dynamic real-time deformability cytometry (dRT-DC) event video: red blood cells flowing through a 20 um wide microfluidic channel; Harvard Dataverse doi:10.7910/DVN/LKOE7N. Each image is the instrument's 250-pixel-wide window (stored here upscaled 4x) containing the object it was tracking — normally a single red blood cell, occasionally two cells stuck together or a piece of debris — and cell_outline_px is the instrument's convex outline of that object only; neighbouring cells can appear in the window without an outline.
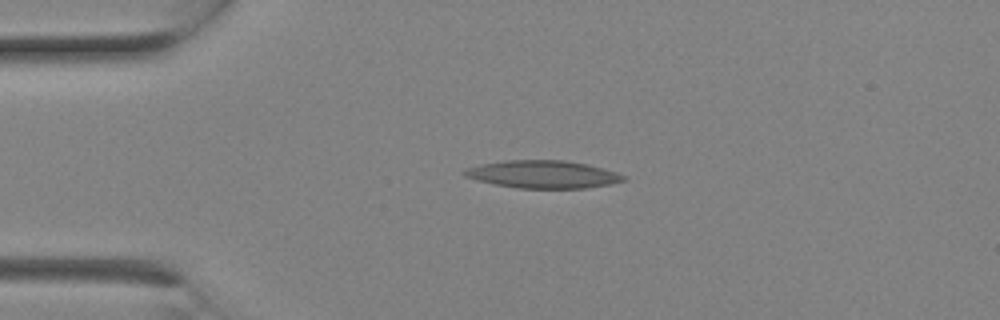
{"species": "Egyptian fruit bat (a non-hibernating species)", "species_latin": "Rousettus aegyptiacus", "temperature_condition": "room temperature", "stored_images_in_passage": 1, "camera_frame_rate_fps": 3000, "um_per_image_px": 0.085, "animal": {"sex": "female"}, "frame": {"image": 1, "passage_image": 1, "time_ms": 0.0, "image_size_px": [1000, 320], "cell_outline_px": [[628, 180], [608, 184], [584, 188], [516, 188], [476, 180], [464, 176], [464, 168], [480, 164], [504, 160], [564, 160], [588, 164], [616, 172], [628, 176]], "centroid_in_image_um": [46.16, 14.81], "position_along_channel_um": 38.8, "area_um2": 25.72}}